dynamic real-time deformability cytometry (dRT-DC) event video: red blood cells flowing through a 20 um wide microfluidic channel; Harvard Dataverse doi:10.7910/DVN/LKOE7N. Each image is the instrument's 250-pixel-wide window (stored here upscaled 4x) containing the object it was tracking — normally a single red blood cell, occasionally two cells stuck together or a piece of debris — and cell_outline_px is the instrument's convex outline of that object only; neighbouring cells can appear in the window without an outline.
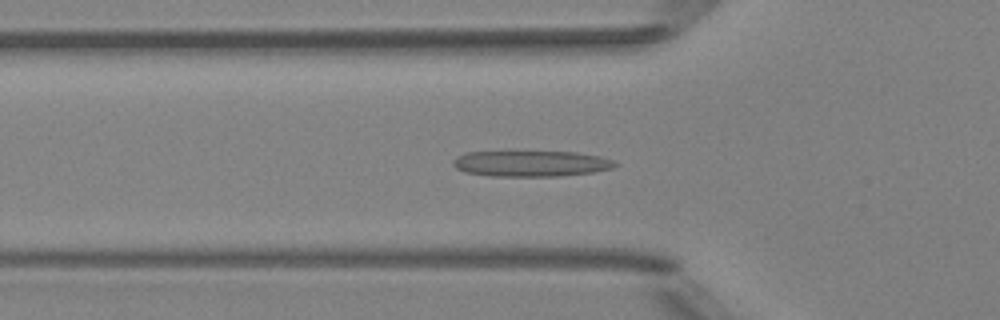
{"species": "Egyptian fruit bat (a non-hibernating species)", "species_latin": "Rousettus aegyptiacus", "temperature_condition": "room temperature", "stored_images_in_passage": 43, "camera_frame_rate_fps": 3000, "um_per_image_px": 0.085, "animal": {"sex": "female"}, "frame": {"image": 1, "passage_image": 9, "time_ms": 2.667, "image_size_px": [1000, 320], "cell_outline_px": [[620, 164], [612, 168], [592, 172], [560, 176], [492, 176], [464, 172], [456, 168], [452, 164], [452, 160], [456, 156], [468, 152], [576, 152], [600, 156], [612, 160]], "centroid_in_image_um": [45.12, 13.9], "position_along_channel_um": 80.7, "area_um2": 24.39}}
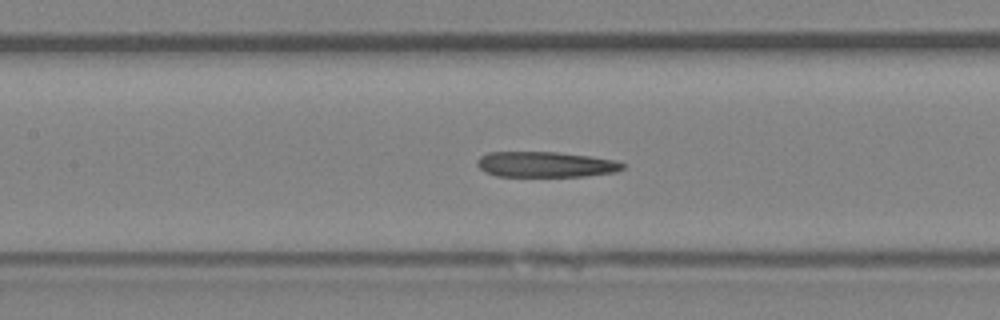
{"frame": {"image": 2, "passage_image": 15, "time_ms": 4.667, "image_size_px": [1000, 320], "cell_outline_px": [[624, 168], [616, 172], [584, 176], [496, 176], [484, 172], [476, 164], [476, 160], [480, 156], [488, 152], [556, 152], [588, 156], [612, 160], [624, 164]], "centroid_in_image_um": [46.31, 13.98], "position_along_channel_um": 161.1, "area_um2": 21.56}}
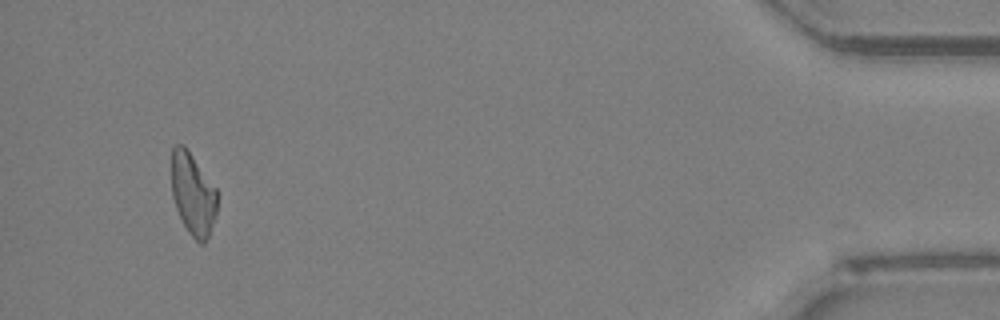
{"frame": {"image": 3, "passage_image": 40, "time_ms": 13.0, "image_size_px": [1000, 320], "cell_outline_px": [[216, 212], [208, 236], [204, 244], [200, 244], [188, 232], [176, 208], [172, 196], [172, 148], [176, 144], [184, 144], [188, 148], [216, 188]], "centroid_in_image_um": [16.39, 16.45], "position_along_channel_um": 418.8, "area_um2": 21.73}, "authors_computed_cell_mechanics": {"area_um2": 22.4264, "velocity_mm_per_s": 4.0123, "shape_relaxation_time_tau1_ms": null, "shape_relaxation_time_tau2_ms": 7.1839, "deformation_change_tau1": null, "deformation_change_tau2": 0.2342}}